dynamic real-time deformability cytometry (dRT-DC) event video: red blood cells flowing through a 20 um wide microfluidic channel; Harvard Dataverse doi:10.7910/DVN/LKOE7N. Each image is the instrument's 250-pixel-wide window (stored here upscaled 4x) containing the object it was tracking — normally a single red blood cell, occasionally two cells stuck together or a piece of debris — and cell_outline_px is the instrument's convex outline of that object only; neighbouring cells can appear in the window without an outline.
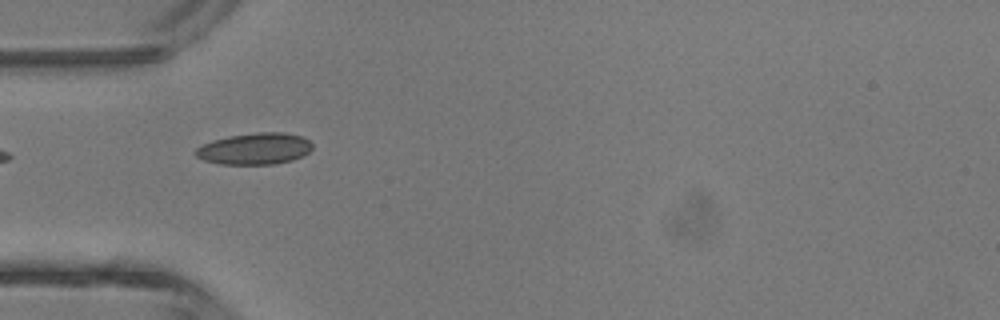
{"species": "common noctule bat (a hibernating species)", "species_latin": "Nyctalus noctula", "temperature_condition": "room temperature", "stored_images_in_passage": 3, "camera_frame_rate_fps": 3000, "um_per_image_px": 0.085, "animal": {"sex": "male", "body_mass_g": 13.3}, "frame": {"image": 1, "passage_image": 1, "time_ms": 0.0, "image_size_px": [1000, 320], "cell_outline_px": [[312, 148], [304, 156], [292, 160], [276, 164], [220, 164], [204, 160], [196, 156], [192, 152], [196, 148], [212, 140], [228, 136], [256, 132], [284, 132], [300, 136], [308, 140], [312, 144]], "centroid_in_image_um": [21.64, 12.64], "position_along_channel_um": 63.4, "area_um2": 21.56}}
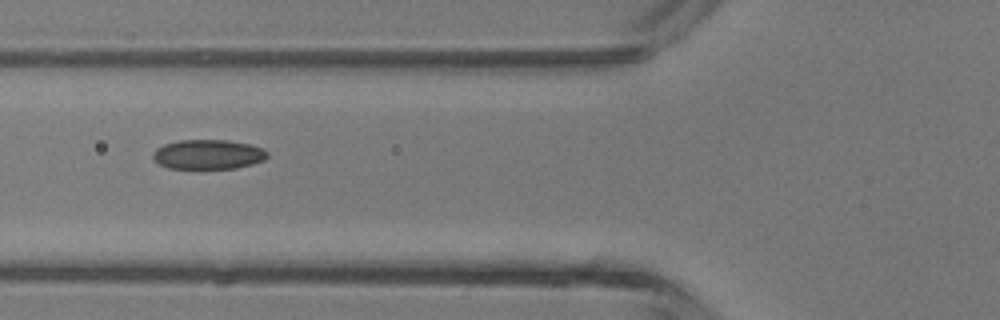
{"frame": {"image": 2, "passage_image": 2, "time_ms": 1.0, "image_size_px": [1000, 320], "cell_outline_px": [[268, 156], [264, 160], [252, 164], [236, 168], [168, 168], [160, 164], [152, 156], [156, 148], [164, 144], [180, 140], [228, 140], [248, 144], [264, 148], [268, 152]], "centroid_in_image_um": [17.72, 13.12], "position_along_channel_um": 108.1, "area_um2": 19.65}}
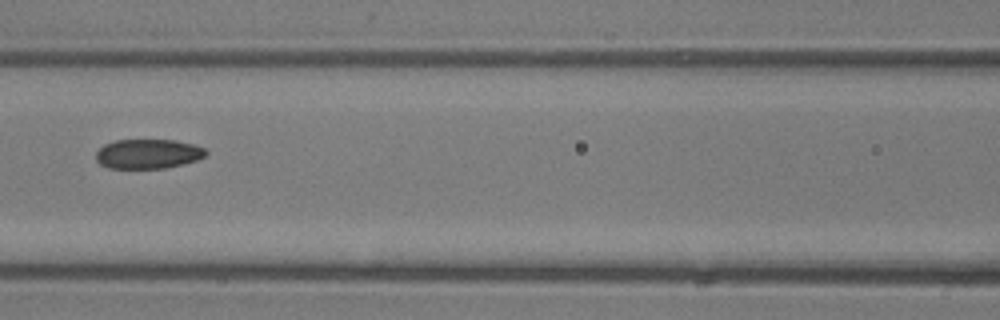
{"frame": {"image": 3, "passage_image": 3, "time_ms": 2.0, "image_size_px": [1000, 320], "cell_outline_px": [[208, 152], [204, 156], [196, 160], [164, 168], [108, 168], [100, 164], [96, 160], [96, 152], [104, 144], [116, 140], [176, 140], [192, 144], [204, 148]], "centroid_in_image_um": [12.55, 13.07], "position_along_channel_um": 154.0, "area_um2": 18.79}}